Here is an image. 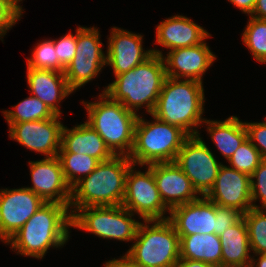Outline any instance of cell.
<instances>
[{"instance_id": "10", "label": "cell", "mask_w": 266, "mask_h": 267, "mask_svg": "<svg viewBox=\"0 0 266 267\" xmlns=\"http://www.w3.org/2000/svg\"><path fill=\"white\" fill-rule=\"evenodd\" d=\"M98 27H77V45L74 58L64 71L69 88L76 92L93 81L106 68V53Z\"/></svg>"}, {"instance_id": "17", "label": "cell", "mask_w": 266, "mask_h": 267, "mask_svg": "<svg viewBox=\"0 0 266 267\" xmlns=\"http://www.w3.org/2000/svg\"><path fill=\"white\" fill-rule=\"evenodd\" d=\"M205 197L218 206L232 207L244 214L253 208L250 176L223 163Z\"/></svg>"}, {"instance_id": "28", "label": "cell", "mask_w": 266, "mask_h": 267, "mask_svg": "<svg viewBox=\"0 0 266 267\" xmlns=\"http://www.w3.org/2000/svg\"><path fill=\"white\" fill-rule=\"evenodd\" d=\"M248 18L247 25L241 34V41L256 62L266 64V20L251 16H248Z\"/></svg>"}, {"instance_id": "19", "label": "cell", "mask_w": 266, "mask_h": 267, "mask_svg": "<svg viewBox=\"0 0 266 267\" xmlns=\"http://www.w3.org/2000/svg\"><path fill=\"white\" fill-rule=\"evenodd\" d=\"M152 172L160 198L169 210L200 197L190 179L174 161L152 163Z\"/></svg>"}, {"instance_id": "12", "label": "cell", "mask_w": 266, "mask_h": 267, "mask_svg": "<svg viewBox=\"0 0 266 267\" xmlns=\"http://www.w3.org/2000/svg\"><path fill=\"white\" fill-rule=\"evenodd\" d=\"M62 116L31 122L8 124L9 138L45 158L58 155L61 148Z\"/></svg>"}, {"instance_id": "13", "label": "cell", "mask_w": 266, "mask_h": 267, "mask_svg": "<svg viewBox=\"0 0 266 267\" xmlns=\"http://www.w3.org/2000/svg\"><path fill=\"white\" fill-rule=\"evenodd\" d=\"M151 49L153 54L162 56L167 77L174 79L203 83V76L217 59L206 40L199 45L167 51L166 54L157 47Z\"/></svg>"}, {"instance_id": "27", "label": "cell", "mask_w": 266, "mask_h": 267, "mask_svg": "<svg viewBox=\"0 0 266 267\" xmlns=\"http://www.w3.org/2000/svg\"><path fill=\"white\" fill-rule=\"evenodd\" d=\"M66 182L72 188L84 177H87L100 163L92 156L69 152H58Z\"/></svg>"}, {"instance_id": "42", "label": "cell", "mask_w": 266, "mask_h": 267, "mask_svg": "<svg viewBox=\"0 0 266 267\" xmlns=\"http://www.w3.org/2000/svg\"><path fill=\"white\" fill-rule=\"evenodd\" d=\"M13 1L23 10L21 2L24 1V0H13Z\"/></svg>"}, {"instance_id": "9", "label": "cell", "mask_w": 266, "mask_h": 267, "mask_svg": "<svg viewBox=\"0 0 266 267\" xmlns=\"http://www.w3.org/2000/svg\"><path fill=\"white\" fill-rule=\"evenodd\" d=\"M142 167L146 170L141 171ZM146 167V168H145ZM122 206L142 221L167 220L170 210L162 202L152 172V164H132L125 179V194ZM168 214V215H167ZM167 215V216H166Z\"/></svg>"}, {"instance_id": "33", "label": "cell", "mask_w": 266, "mask_h": 267, "mask_svg": "<svg viewBox=\"0 0 266 267\" xmlns=\"http://www.w3.org/2000/svg\"><path fill=\"white\" fill-rule=\"evenodd\" d=\"M24 12L13 0H0V40L2 42L8 30L22 19Z\"/></svg>"}, {"instance_id": "40", "label": "cell", "mask_w": 266, "mask_h": 267, "mask_svg": "<svg viewBox=\"0 0 266 267\" xmlns=\"http://www.w3.org/2000/svg\"><path fill=\"white\" fill-rule=\"evenodd\" d=\"M173 267H217L215 265L190 259L180 258Z\"/></svg>"}, {"instance_id": "36", "label": "cell", "mask_w": 266, "mask_h": 267, "mask_svg": "<svg viewBox=\"0 0 266 267\" xmlns=\"http://www.w3.org/2000/svg\"><path fill=\"white\" fill-rule=\"evenodd\" d=\"M243 217V213L232 207L216 205V228L215 234L220 235L226 228H230Z\"/></svg>"}, {"instance_id": "11", "label": "cell", "mask_w": 266, "mask_h": 267, "mask_svg": "<svg viewBox=\"0 0 266 267\" xmlns=\"http://www.w3.org/2000/svg\"><path fill=\"white\" fill-rule=\"evenodd\" d=\"M210 148L200 134L189 136L174 161L190 179L200 196H205L212 189L223 164L217 161Z\"/></svg>"}, {"instance_id": "30", "label": "cell", "mask_w": 266, "mask_h": 267, "mask_svg": "<svg viewBox=\"0 0 266 267\" xmlns=\"http://www.w3.org/2000/svg\"><path fill=\"white\" fill-rule=\"evenodd\" d=\"M27 68L54 70L64 73L60 65L54 46V39H43L37 42L31 50L30 57H26Z\"/></svg>"}, {"instance_id": "26", "label": "cell", "mask_w": 266, "mask_h": 267, "mask_svg": "<svg viewBox=\"0 0 266 267\" xmlns=\"http://www.w3.org/2000/svg\"><path fill=\"white\" fill-rule=\"evenodd\" d=\"M11 107L13 110L1 111L7 124L45 120L56 116L43 101L31 94Z\"/></svg>"}, {"instance_id": "34", "label": "cell", "mask_w": 266, "mask_h": 267, "mask_svg": "<svg viewBox=\"0 0 266 267\" xmlns=\"http://www.w3.org/2000/svg\"><path fill=\"white\" fill-rule=\"evenodd\" d=\"M77 45V28L75 34L70 31L59 39H54V46L60 65L66 69L74 58Z\"/></svg>"}, {"instance_id": "35", "label": "cell", "mask_w": 266, "mask_h": 267, "mask_svg": "<svg viewBox=\"0 0 266 267\" xmlns=\"http://www.w3.org/2000/svg\"><path fill=\"white\" fill-rule=\"evenodd\" d=\"M264 120V121H263ZM261 122L244 121L247 138L266 160V117Z\"/></svg>"}, {"instance_id": "18", "label": "cell", "mask_w": 266, "mask_h": 267, "mask_svg": "<svg viewBox=\"0 0 266 267\" xmlns=\"http://www.w3.org/2000/svg\"><path fill=\"white\" fill-rule=\"evenodd\" d=\"M168 220L179 236L215 234L216 204L200 196L192 202L172 208Z\"/></svg>"}, {"instance_id": "8", "label": "cell", "mask_w": 266, "mask_h": 267, "mask_svg": "<svg viewBox=\"0 0 266 267\" xmlns=\"http://www.w3.org/2000/svg\"><path fill=\"white\" fill-rule=\"evenodd\" d=\"M124 206L78 208L72 214V228L91 233L99 238L133 242L142 220L135 219Z\"/></svg>"}, {"instance_id": "2", "label": "cell", "mask_w": 266, "mask_h": 267, "mask_svg": "<svg viewBox=\"0 0 266 267\" xmlns=\"http://www.w3.org/2000/svg\"><path fill=\"white\" fill-rule=\"evenodd\" d=\"M162 56L152 54L132 70L116 75L115 80L103 88L113 101L122 103L138 116L140 109L153 113L159 94L166 79Z\"/></svg>"}, {"instance_id": "20", "label": "cell", "mask_w": 266, "mask_h": 267, "mask_svg": "<svg viewBox=\"0 0 266 267\" xmlns=\"http://www.w3.org/2000/svg\"><path fill=\"white\" fill-rule=\"evenodd\" d=\"M155 43L168 51L199 45L211 34L203 26L183 14H175L156 26Z\"/></svg>"}, {"instance_id": "22", "label": "cell", "mask_w": 266, "mask_h": 267, "mask_svg": "<svg viewBox=\"0 0 266 267\" xmlns=\"http://www.w3.org/2000/svg\"><path fill=\"white\" fill-rule=\"evenodd\" d=\"M59 152L89 155L100 162L110 160L114 156L101 136L85 121L72 128L63 125Z\"/></svg>"}, {"instance_id": "39", "label": "cell", "mask_w": 266, "mask_h": 267, "mask_svg": "<svg viewBox=\"0 0 266 267\" xmlns=\"http://www.w3.org/2000/svg\"><path fill=\"white\" fill-rule=\"evenodd\" d=\"M251 17L266 20V0H256Z\"/></svg>"}, {"instance_id": "4", "label": "cell", "mask_w": 266, "mask_h": 267, "mask_svg": "<svg viewBox=\"0 0 266 267\" xmlns=\"http://www.w3.org/2000/svg\"><path fill=\"white\" fill-rule=\"evenodd\" d=\"M132 164L125 155H114L110 160L100 162L71 188V215L83 207L122 205L126 174Z\"/></svg>"}, {"instance_id": "21", "label": "cell", "mask_w": 266, "mask_h": 267, "mask_svg": "<svg viewBox=\"0 0 266 267\" xmlns=\"http://www.w3.org/2000/svg\"><path fill=\"white\" fill-rule=\"evenodd\" d=\"M26 77L29 94L43 101L55 115L62 116L61 101L74 93L69 88L64 73L27 68Z\"/></svg>"}, {"instance_id": "25", "label": "cell", "mask_w": 266, "mask_h": 267, "mask_svg": "<svg viewBox=\"0 0 266 267\" xmlns=\"http://www.w3.org/2000/svg\"><path fill=\"white\" fill-rule=\"evenodd\" d=\"M180 237V258L203 261L221 267L222 247L214 233Z\"/></svg>"}, {"instance_id": "14", "label": "cell", "mask_w": 266, "mask_h": 267, "mask_svg": "<svg viewBox=\"0 0 266 267\" xmlns=\"http://www.w3.org/2000/svg\"><path fill=\"white\" fill-rule=\"evenodd\" d=\"M45 202L31 189H0V241L4 244Z\"/></svg>"}, {"instance_id": "37", "label": "cell", "mask_w": 266, "mask_h": 267, "mask_svg": "<svg viewBox=\"0 0 266 267\" xmlns=\"http://www.w3.org/2000/svg\"><path fill=\"white\" fill-rule=\"evenodd\" d=\"M104 267H143L134 263L130 258L125 254L120 255L119 258H113L112 260L105 261L103 264Z\"/></svg>"}, {"instance_id": "3", "label": "cell", "mask_w": 266, "mask_h": 267, "mask_svg": "<svg viewBox=\"0 0 266 267\" xmlns=\"http://www.w3.org/2000/svg\"><path fill=\"white\" fill-rule=\"evenodd\" d=\"M204 84L195 80L166 77L152 113L156 118L198 135L206 118Z\"/></svg>"}, {"instance_id": "41", "label": "cell", "mask_w": 266, "mask_h": 267, "mask_svg": "<svg viewBox=\"0 0 266 267\" xmlns=\"http://www.w3.org/2000/svg\"><path fill=\"white\" fill-rule=\"evenodd\" d=\"M249 267H266V254L252 255Z\"/></svg>"}, {"instance_id": "23", "label": "cell", "mask_w": 266, "mask_h": 267, "mask_svg": "<svg viewBox=\"0 0 266 267\" xmlns=\"http://www.w3.org/2000/svg\"><path fill=\"white\" fill-rule=\"evenodd\" d=\"M210 136L217 150L226 161L234 154L247 138L245 124L238 116H229L224 120L207 119L202 126Z\"/></svg>"}, {"instance_id": "1", "label": "cell", "mask_w": 266, "mask_h": 267, "mask_svg": "<svg viewBox=\"0 0 266 267\" xmlns=\"http://www.w3.org/2000/svg\"><path fill=\"white\" fill-rule=\"evenodd\" d=\"M69 206L44 203L5 243L16 255L41 260L52 247L62 248L70 239Z\"/></svg>"}, {"instance_id": "24", "label": "cell", "mask_w": 266, "mask_h": 267, "mask_svg": "<svg viewBox=\"0 0 266 267\" xmlns=\"http://www.w3.org/2000/svg\"><path fill=\"white\" fill-rule=\"evenodd\" d=\"M221 267H249L252 255L244 217L219 235Z\"/></svg>"}, {"instance_id": "38", "label": "cell", "mask_w": 266, "mask_h": 267, "mask_svg": "<svg viewBox=\"0 0 266 267\" xmlns=\"http://www.w3.org/2000/svg\"><path fill=\"white\" fill-rule=\"evenodd\" d=\"M237 7L243 14L251 16L255 7L256 0H227Z\"/></svg>"}, {"instance_id": "5", "label": "cell", "mask_w": 266, "mask_h": 267, "mask_svg": "<svg viewBox=\"0 0 266 267\" xmlns=\"http://www.w3.org/2000/svg\"><path fill=\"white\" fill-rule=\"evenodd\" d=\"M95 99L93 102L81 101L87 112L85 122L101 136L114 155L129 156L138 115L106 93H99Z\"/></svg>"}, {"instance_id": "16", "label": "cell", "mask_w": 266, "mask_h": 267, "mask_svg": "<svg viewBox=\"0 0 266 267\" xmlns=\"http://www.w3.org/2000/svg\"><path fill=\"white\" fill-rule=\"evenodd\" d=\"M107 37L106 67L110 66L114 77L144 62L153 53L143 48V34H137L123 28L111 27Z\"/></svg>"}, {"instance_id": "32", "label": "cell", "mask_w": 266, "mask_h": 267, "mask_svg": "<svg viewBox=\"0 0 266 267\" xmlns=\"http://www.w3.org/2000/svg\"><path fill=\"white\" fill-rule=\"evenodd\" d=\"M251 202L253 208L266 209V160H262L259 166L250 176ZM258 205L256 202H258Z\"/></svg>"}, {"instance_id": "6", "label": "cell", "mask_w": 266, "mask_h": 267, "mask_svg": "<svg viewBox=\"0 0 266 267\" xmlns=\"http://www.w3.org/2000/svg\"><path fill=\"white\" fill-rule=\"evenodd\" d=\"M139 115L135 124L134 142L129 159L136 165L175 161L189 135L180 127Z\"/></svg>"}, {"instance_id": "15", "label": "cell", "mask_w": 266, "mask_h": 267, "mask_svg": "<svg viewBox=\"0 0 266 267\" xmlns=\"http://www.w3.org/2000/svg\"><path fill=\"white\" fill-rule=\"evenodd\" d=\"M32 186L31 189L45 203H59L69 206L71 187L65 180L59 158H42L28 161Z\"/></svg>"}, {"instance_id": "29", "label": "cell", "mask_w": 266, "mask_h": 267, "mask_svg": "<svg viewBox=\"0 0 266 267\" xmlns=\"http://www.w3.org/2000/svg\"><path fill=\"white\" fill-rule=\"evenodd\" d=\"M243 217L252 254H266V209L251 208Z\"/></svg>"}, {"instance_id": "7", "label": "cell", "mask_w": 266, "mask_h": 267, "mask_svg": "<svg viewBox=\"0 0 266 267\" xmlns=\"http://www.w3.org/2000/svg\"><path fill=\"white\" fill-rule=\"evenodd\" d=\"M124 254L143 267H173L180 259V237L168 219L142 221Z\"/></svg>"}, {"instance_id": "31", "label": "cell", "mask_w": 266, "mask_h": 267, "mask_svg": "<svg viewBox=\"0 0 266 267\" xmlns=\"http://www.w3.org/2000/svg\"><path fill=\"white\" fill-rule=\"evenodd\" d=\"M262 160L260 152L246 138L227 162L233 169L251 176Z\"/></svg>"}]
</instances>
